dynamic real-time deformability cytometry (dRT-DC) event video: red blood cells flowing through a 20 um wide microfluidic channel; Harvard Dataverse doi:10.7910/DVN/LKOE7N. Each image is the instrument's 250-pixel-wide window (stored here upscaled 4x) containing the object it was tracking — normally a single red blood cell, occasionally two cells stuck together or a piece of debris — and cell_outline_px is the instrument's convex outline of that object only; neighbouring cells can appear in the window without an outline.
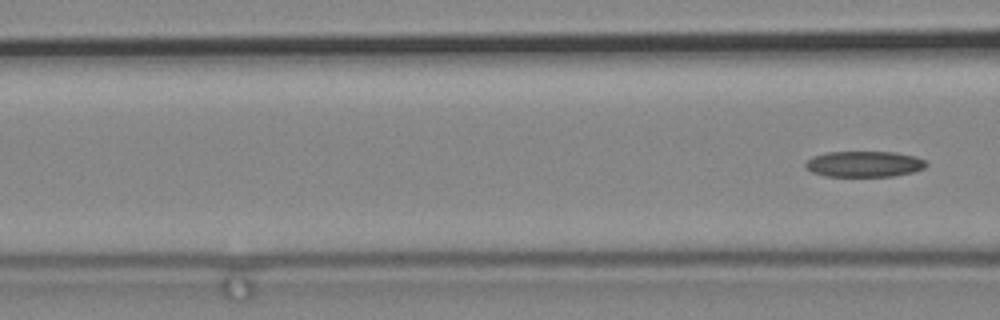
{"species": "common noctule bat (a hibernating species)", "species_latin": "Nyctalus noctula", "temperature_condition": "cold", "stored_images_in_passage": 8, "segment_of_instrument_passage": [2, 2], "camera_frame_rate_fps": 3000, "um_per_image_px": 0.085, "animal": {"sex": "male", "body_mass_g": 19.2, "forearm_length_mm": 51.8}, "frame": {"image": 1, "passage_image": 8, "time_ms": 2.333, "image_size_px": [1000, 320], "cell_outline_px": [[928, 164], [924, 168], [912, 172], [892, 176], [824, 176], [812, 172], [804, 168], [804, 164], [812, 156], [828, 152], [892, 152], [916, 156], [924, 160]], "centroid_in_image_um": [73.42, 13.94], "position_along_channel_um": 93.2, "area_um2": 18.21}}